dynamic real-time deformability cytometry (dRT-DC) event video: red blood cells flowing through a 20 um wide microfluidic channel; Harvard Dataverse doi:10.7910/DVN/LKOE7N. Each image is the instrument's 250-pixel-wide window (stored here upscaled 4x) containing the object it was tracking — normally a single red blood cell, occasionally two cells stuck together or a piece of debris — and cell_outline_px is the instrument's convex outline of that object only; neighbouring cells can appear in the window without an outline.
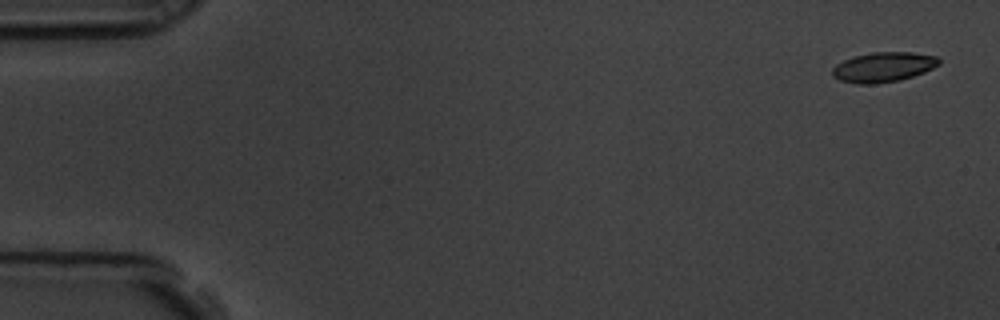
{"species": "common noctule bat (a hibernating species)", "species_latin": "Nyctalus noctula", "temperature_condition": "room temperature", "stored_images_in_passage": 6, "camera_frame_rate_fps": 3000, "um_per_image_px": 0.085, "animal": {"sex": "male", "body_mass_g": 19.5, "forearm_length_mm": 54.6}, "frame": {"image": 1, "passage_image": 1, "time_ms": 0.0, "image_size_px": [1000, 320], "cell_outline_px": [[940, 64], [924, 72], [900, 80], [872, 84], [856, 84], [840, 80], [832, 76], [832, 68], [836, 64], [852, 56], [872, 52], [912, 52], [936, 56], [940, 60]], "centroid_in_image_um": [75.06, 5.7], "position_along_channel_um": 9.9, "area_um2": 18.61}}
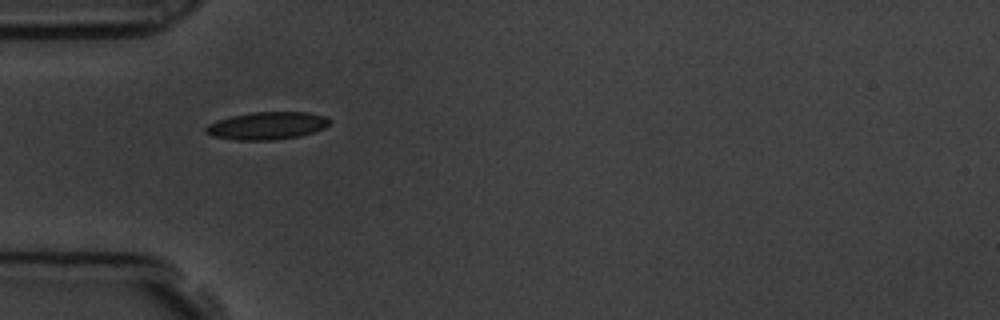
{"frame": {"image": 2, "passage_image": 5, "time_ms": 1.333, "image_size_px": [1000, 320], "cell_outline_px": [[332, 124], [324, 128], [300, 136], [272, 140], [236, 140], [212, 136], [204, 132], [204, 128], [208, 124], [216, 120], [232, 116], [252, 112], [308, 112], [328, 116], [332, 120]], "centroid_in_image_um": [22.73, 10.68], "position_along_channel_um": 62.3, "area_um2": 20.17}}
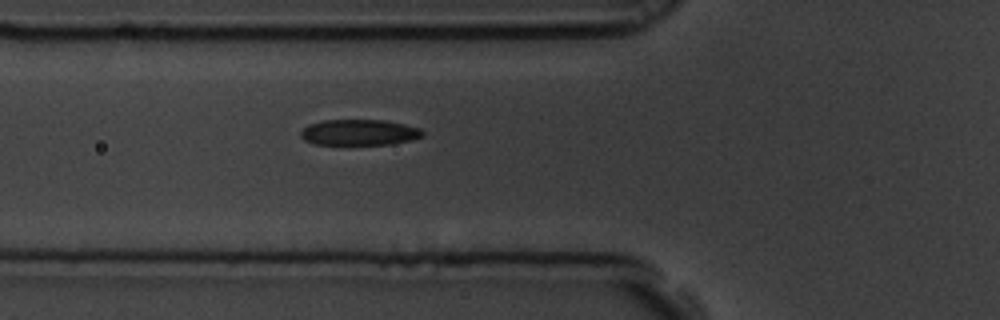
{"frame": {"image": 3, "passage_image": 6, "time_ms": 1.667, "image_size_px": [1000, 320], "cell_outline_px": [[424, 136], [412, 140], [392, 144], [312, 144], [304, 140], [300, 136], [300, 132], [308, 124], [324, 120], [384, 120], [404, 124], [420, 128], [424, 132]], "centroid_in_image_um": [30.54, 11.25], "position_along_channel_um": 95.3, "area_um2": 18.44}}